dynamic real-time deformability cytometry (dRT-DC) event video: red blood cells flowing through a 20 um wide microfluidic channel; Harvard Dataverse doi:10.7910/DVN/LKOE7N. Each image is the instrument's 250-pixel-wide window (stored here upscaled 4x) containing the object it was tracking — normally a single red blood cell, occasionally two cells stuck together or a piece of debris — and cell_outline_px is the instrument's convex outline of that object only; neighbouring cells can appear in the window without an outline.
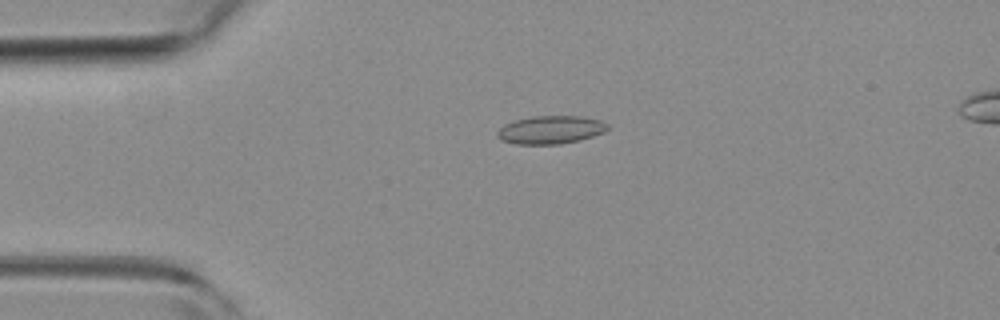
{"species": "common noctule bat (a hibernating species)", "species_latin": "Nyctalus noctula", "temperature_condition": "room temperature", "stored_images_in_passage": 29, "camera_frame_rate_fps": 3000, "um_per_image_px": 0.085, "animal": {"sex": "female", "body_mass_g": 19.3, "forearm_length_mm": 54.1}, "frame": {"image": 1, "passage_image": 2, "time_ms": 0.333, "image_size_px": [1000, 320], "cell_outline_px": [[608, 128], [604, 132], [580, 140], [560, 144], [516, 144], [500, 140], [496, 136], [496, 132], [504, 124], [512, 120], [532, 116], [580, 116], [600, 120], [608, 124]], "centroid_in_image_um": [46.76, 11.03], "position_along_channel_um": 38.2, "area_um2": 18.21}}
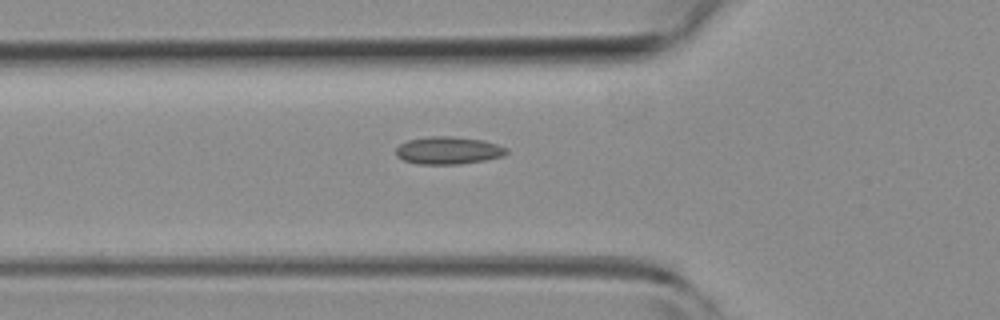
{"frame": {"image": 2, "passage_image": 8, "time_ms": 2.333, "image_size_px": [1000, 320], "cell_outline_px": [[508, 152], [504, 156], [484, 160], [460, 164], [416, 164], [404, 160], [396, 156], [396, 148], [400, 144], [408, 140], [428, 136], [452, 136], [484, 140], [508, 148]], "centroid_in_image_um": [38.11, 12.78], "position_along_channel_um": 87.7, "area_um2": 17.86}}
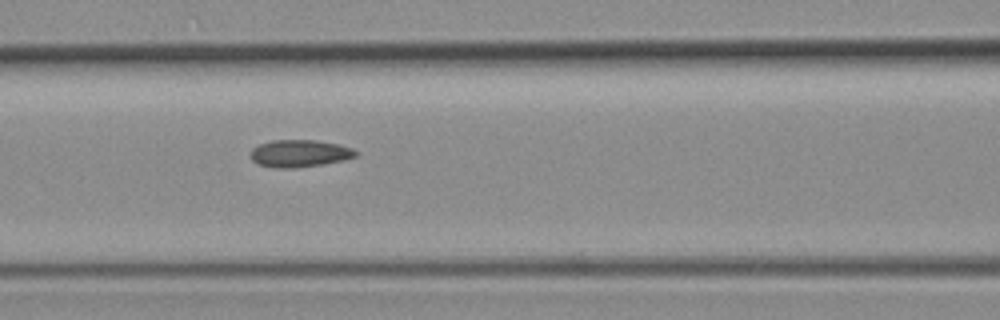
{"frame": {"image": 3, "passage_image": 12, "time_ms": 3.667, "image_size_px": [1000, 320], "cell_outline_px": [[356, 156], [344, 160], [324, 164], [296, 168], [272, 168], [256, 164], [252, 160], [252, 148], [260, 144], [272, 140], [316, 140], [340, 144], [352, 148], [356, 152]], "centroid_in_image_um": [25.46, 13.05], "position_along_channel_um": 141.1, "area_um2": 16.82}}